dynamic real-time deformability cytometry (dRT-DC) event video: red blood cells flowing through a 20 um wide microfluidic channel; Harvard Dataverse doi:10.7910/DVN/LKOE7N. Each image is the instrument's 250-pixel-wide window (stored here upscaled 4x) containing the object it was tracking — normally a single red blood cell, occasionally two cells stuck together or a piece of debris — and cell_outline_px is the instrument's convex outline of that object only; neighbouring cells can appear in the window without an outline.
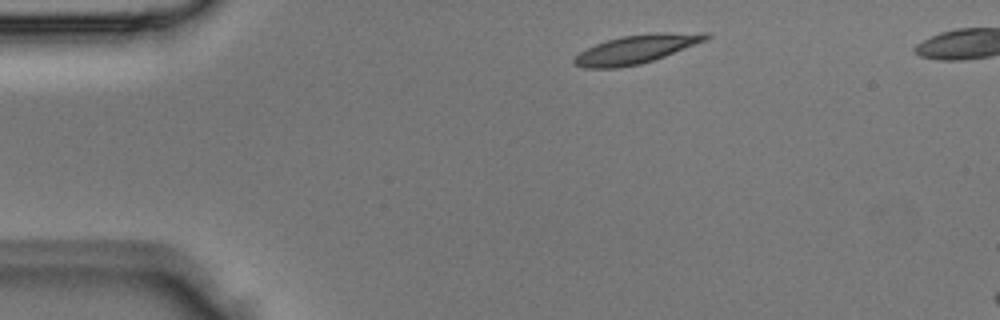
{"species": "Egyptian fruit bat (a non-hibernating species)", "species_latin": "Rousettus aegyptiacus", "temperature_condition": "room temperature", "stored_images_in_passage": 3, "camera_frame_rate_fps": 3000, "um_per_image_px": 0.085, "animal": {"sex": "male"}, "frame": {"image": 1, "passage_image": 1, "time_ms": 0.0, "image_size_px": [1000, 320], "cell_outline_px": [[712, 36], [704, 40], [664, 56], [640, 64], [616, 68], [584, 68], [572, 64], [572, 60], [580, 52], [596, 44], [608, 40], [624, 36], [656, 32], [708, 32]], "centroid_in_image_um": [54.07, 4.17], "position_along_channel_um": 30.9, "area_um2": 21.68}}